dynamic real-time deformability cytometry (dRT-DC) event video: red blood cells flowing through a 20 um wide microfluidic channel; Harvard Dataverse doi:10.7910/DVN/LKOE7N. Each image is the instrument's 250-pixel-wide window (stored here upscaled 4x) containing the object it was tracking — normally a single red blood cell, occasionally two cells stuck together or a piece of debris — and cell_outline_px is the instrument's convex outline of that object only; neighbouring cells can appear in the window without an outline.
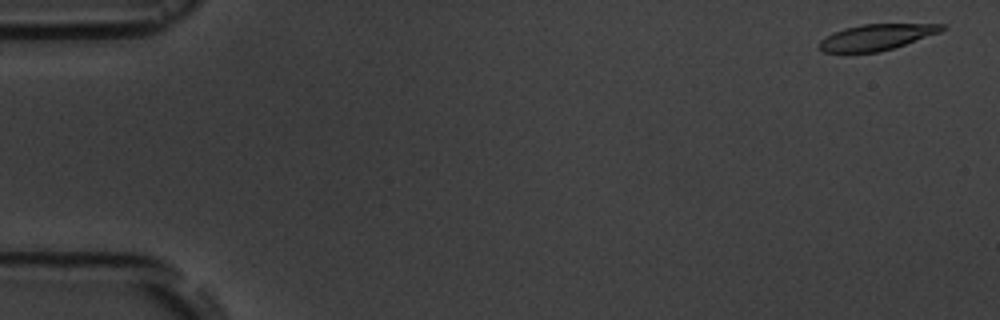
{"species": "common noctule bat (a hibernating species)", "species_latin": "Nyctalus noctula", "temperature_condition": "room temperature", "stored_images_in_passage": 4, "camera_frame_rate_fps": 3000, "um_per_image_px": 0.085, "animal": {"sex": "male", "body_mass_g": 19.5, "forearm_length_mm": 54.6}, "frame": {"image": 1, "passage_image": 1, "time_ms": 0.0, "image_size_px": [1000, 320], "cell_outline_px": [[948, 28], [940, 32], [880, 52], [824, 52], [816, 44], [820, 40], [832, 32], [844, 28], [860, 24], [944, 24]], "centroid_in_image_um": [74.47, 3.15], "position_along_channel_um": 10.5, "area_um2": 18.5}}
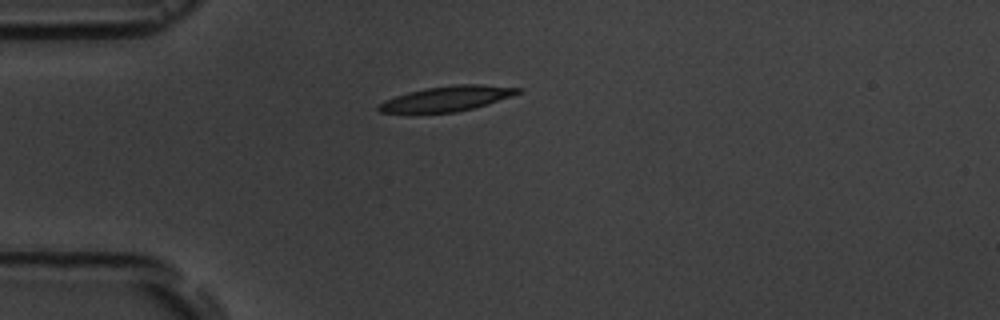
{"frame": {"image": 2, "passage_image": 4, "time_ms": 4.333, "image_size_px": [1000, 320], "cell_outline_px": [[524, 92], [488, 104], [456, 112], [380, 112], [376, 108], [384, 100], [408, 92], [428, 88], [456, 84], [480, 84], [524, 88]], "centroid_in_image_um": [38.07, 8.36], "position_along_channel_um": 46.9, "area_um2": 20.17}}